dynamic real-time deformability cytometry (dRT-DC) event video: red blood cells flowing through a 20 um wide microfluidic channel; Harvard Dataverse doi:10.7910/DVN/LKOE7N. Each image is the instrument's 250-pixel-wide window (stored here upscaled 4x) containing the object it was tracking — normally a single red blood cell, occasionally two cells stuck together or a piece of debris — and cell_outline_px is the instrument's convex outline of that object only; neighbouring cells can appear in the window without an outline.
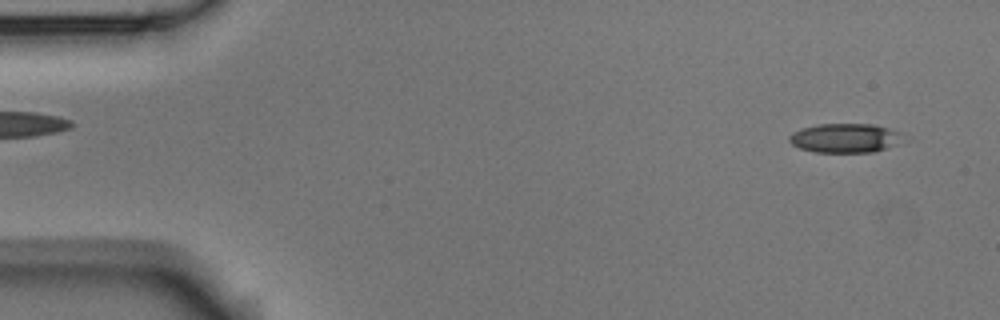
{"species": "Egyptian fruit bat (a non-hibernating species)", "species_latin": "Rousettus aegyptiacus", "temperature_condition": "room temperature", "stored_images_in_passage": 5, "segment_of_instrument_passage": [2, 2], "camera_frame_rate_fps": 3000, "um_per_image_px": 0.085, "animal": {"sex": "male"}, "frame": {"image": 1, "passage_image": 5, "time_ms": 5.0, "image_size_px": [1000, 320], "cell_outline_px": [[904, 140], [896, 144], [872, 152], [816, 152], [800, 148], [792, 144], [788, 140], [788, 136], [792, 132], [800, 128], [820, 124], [872, 124], [904, 132]], "centroid_in_image_um": [71.84, 11.72], "position_along_channel_um": 13.2, "area_um2": 19.48}}